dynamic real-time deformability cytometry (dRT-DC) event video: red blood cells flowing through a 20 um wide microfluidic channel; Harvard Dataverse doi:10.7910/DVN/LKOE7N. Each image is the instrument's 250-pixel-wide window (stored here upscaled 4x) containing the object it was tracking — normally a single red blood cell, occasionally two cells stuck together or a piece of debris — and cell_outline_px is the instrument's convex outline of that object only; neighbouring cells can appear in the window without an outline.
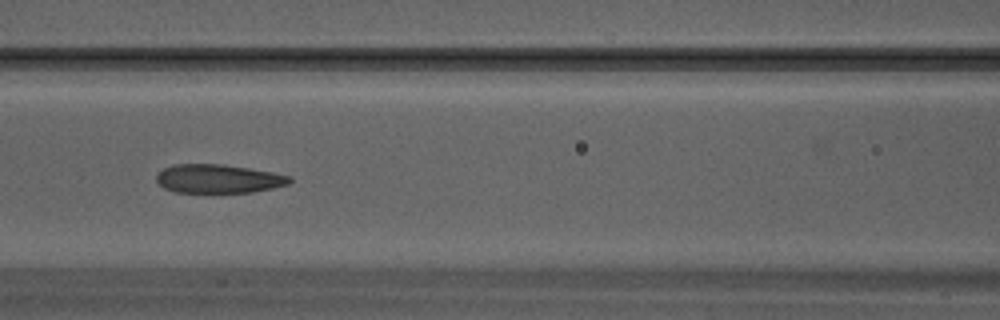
{"species": "Egyptian fruit bat (a non-hibernating species)", "species_latin": "Rousettus aegyptiacus", "temperature_condition": "warm", "stored_images_in_passage": 25, "camera_frame_rate_fps": 3000, "um_per_image_px": 0.085, "animal": {"sex": "male"}, "frame": {"image": 1, "passage_image": 10, "time_ms": 3.0, "image_size_px": [1000, 320], "cell_outline_px": [[292, 180], [288, 184], [272, 188], [252, 192], [176, 192], [164, 188], [156, 180], [156, 172], [172, 164], [224, 164], [272, 172], [292, 176]], "centroid_in_image_um": [18.54, 15.18], "position_along_channel_um": 148.1, "area_um2": 22.31}}
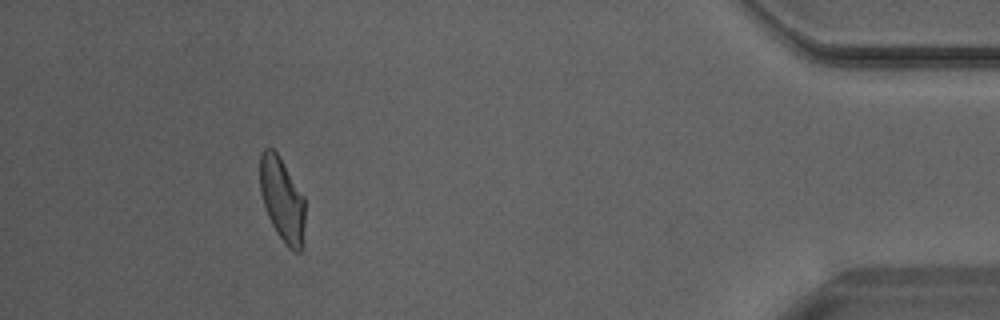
{"frame": {"image": 2, "passage_image": 25, "time_ms": 8.0, "image_size_px": [1000, 320], "cell_outline_px": [[304, 244], [300, 252], [292, 252], [284, 244], [276, 232], [268, 216], [260, 192], [260, 152], [264, 148], [272, 148], [280, 156], [304, 196]], "centroid_in_image_um": [23.99, 16.99], "position_along_channel_um": 411.2, "area_um2": 22.37}}